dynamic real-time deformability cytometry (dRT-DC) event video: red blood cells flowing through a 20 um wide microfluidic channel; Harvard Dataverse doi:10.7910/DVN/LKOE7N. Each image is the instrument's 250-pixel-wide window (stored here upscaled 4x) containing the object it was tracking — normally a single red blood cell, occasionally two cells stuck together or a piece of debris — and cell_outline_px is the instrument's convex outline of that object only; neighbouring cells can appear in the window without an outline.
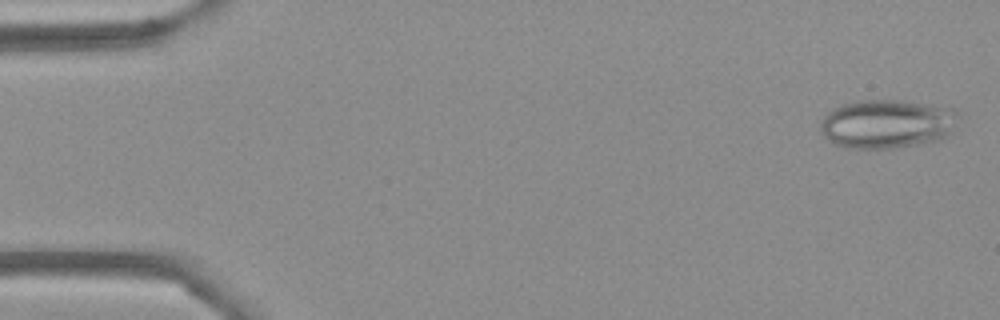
{"species": "Egyptian fruit bat (a non-hibernating species)", "species_latin": "Rousettus aegyptiacus", "temperature_condition": "cold", "stored_images_in_passage": 54, "camera_frame_rate_fps": 3000, "um_per_image_px": 0.085, "frame": {"image": 1, "passage_image": 2, "time_ms": 0.333, "image_size_px": [1000, 320], "cell_outline_px": [[960, 116], [952, 132], [948, 136], [940, 140], [924, 144], [896, 148], [844, 148], [832, 144], [824, 136], [820, 128], [820, 124], [824, 116], [832, 108], [840, 104], [860, 100], [900, 100], [956, 108]], "centroid_in_image_um": [75.43, 10.53], "position_along_channel_um": 9.6, "area_um2": 40.11}}
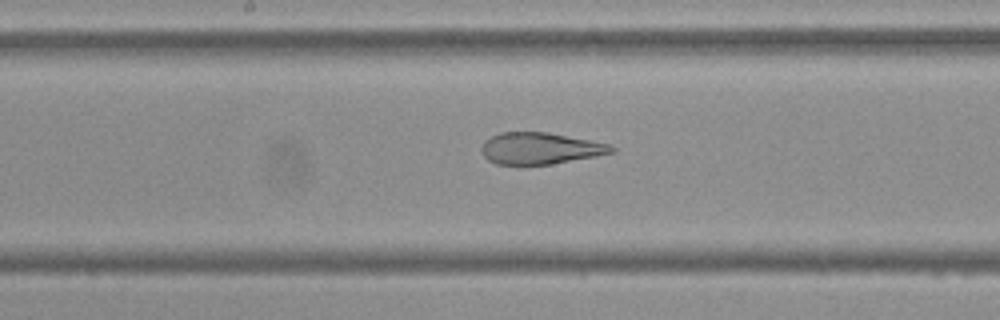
{"frame": {"image": 2, "passage_image": 28, "time_ms": 9.0, "image_size_px": [1000, 320], "cell_outline_px": [[616, 152], [596, 156], [552, 164], [496, 164], [488, 160], [484, 156], [480, 148], [484, 140], [500, 132], [548, 132], [608, 144], [616, 148]], "centroid_in_image_um": [45.89, 12.61], "position_along_channel_um": 202.3, "area_um2": 23.87}}
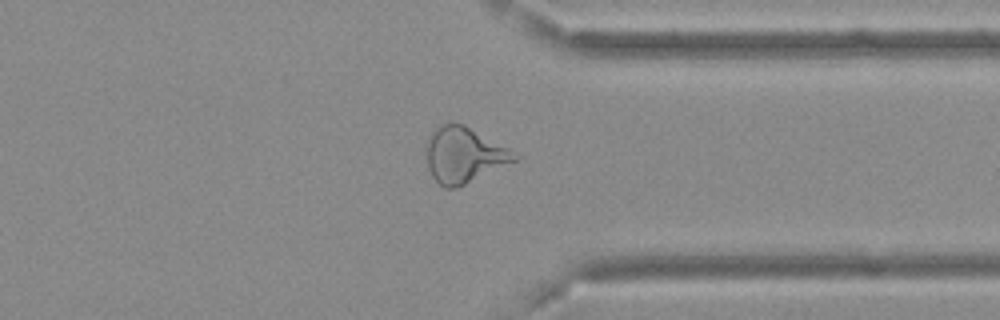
{"frame": {"image": 3, "passage_image": 42, "time_ms": 13.667, "image_size_px": [1000, 320], "cell_outline_px": [[520, 156], [516, 160], [456, 188], [444, 188], [432, 176], [428, 168], [424, 148], [432, 132], [436, 128], [444, 124], [464, 124], [508, 148]], "centroid_in_image_um": [39.4, 13.18], "position_along_channel_um": 372.0, "area_um2": 28.15}}